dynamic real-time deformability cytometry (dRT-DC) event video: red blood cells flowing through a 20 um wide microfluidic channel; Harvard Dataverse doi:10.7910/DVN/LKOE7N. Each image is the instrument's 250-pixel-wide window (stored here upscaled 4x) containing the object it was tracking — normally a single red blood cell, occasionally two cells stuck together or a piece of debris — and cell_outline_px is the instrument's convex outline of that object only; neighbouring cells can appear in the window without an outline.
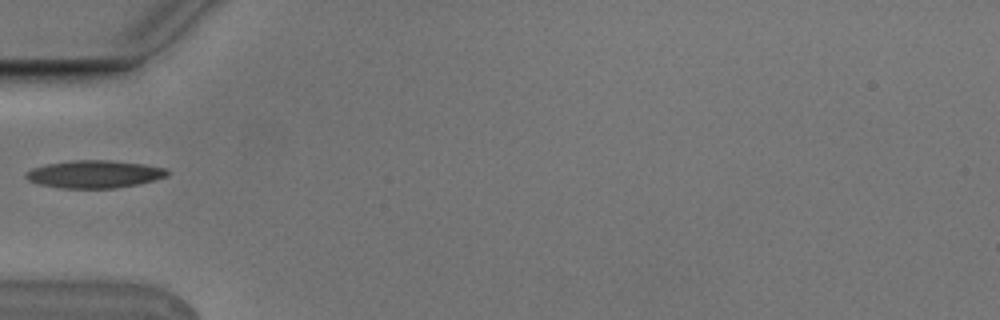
{"species": "Egyptian fruit bat (a non-hibernating species)", "species_latin": "Rousettus aegyptiacus", "temperature_condition": "cold", "stored_images_in_passage": 1, "camera_frame_rate_fps": 3000, "um_per_image_px": 0.085, "animal": {"sex": "male"}, "frame": {"image": 1, "passage_image": 1, "time_ms": 0.0, "image_size_px": [1000, 320], "cell_outline_px": [[168, 176], [140, 184], [112, 188], [60, 188], [40, 184], [28, 180], [24, 176], [32, 168], [44, 164], [72, 160], [112, 160], [144, 164], [164, 168], [168, 172]], "centroid_in_image_um": [8.02, 14.8], "position_along_channel_um": 77.0, "area_um2": 22.77}}